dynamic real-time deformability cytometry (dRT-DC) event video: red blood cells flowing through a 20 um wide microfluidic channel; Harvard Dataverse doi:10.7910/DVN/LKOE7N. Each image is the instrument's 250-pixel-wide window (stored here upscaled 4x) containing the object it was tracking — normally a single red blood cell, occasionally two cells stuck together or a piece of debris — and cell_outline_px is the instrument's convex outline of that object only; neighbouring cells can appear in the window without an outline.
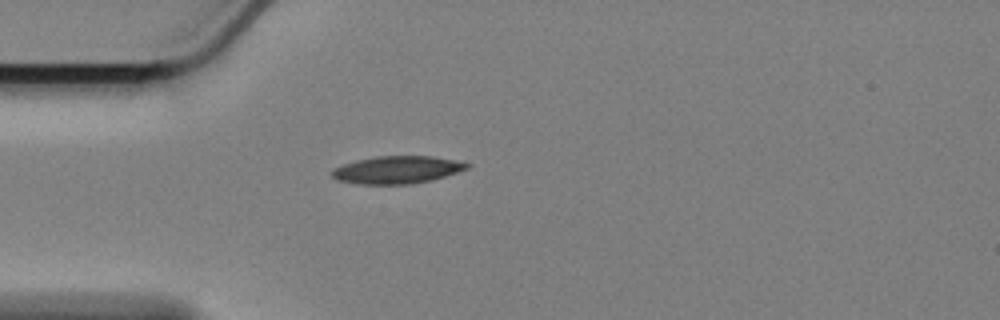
{"species": "Egyptian fruit bat (a non-hibernating species)", "species_latin": "Rousettus aegyptiacus", "temperature_condition": "cold", "stored_images_in_passage": 44, "camera_frame_rate_fps": 3000, "um_per_image_px": 0.085, "animal": {"sex": "female"}, "frame": {"image": 1, "passage_image": 1, "time_ms": 0.0, "image_size_px": [1000, 320], "cell_outline_px": [[472, 164], [468, 168], [444, 176], [412, 184], [356, 184], [336, 180], [332, 176], [332, 172], [336, 168], [344, 164], [356, 160], [376, 156], [432, 156]], "centroid_in_image_um": [33.72, 14.43], "position_along_channel_um": 51.3, "area_um2": 21.39}}
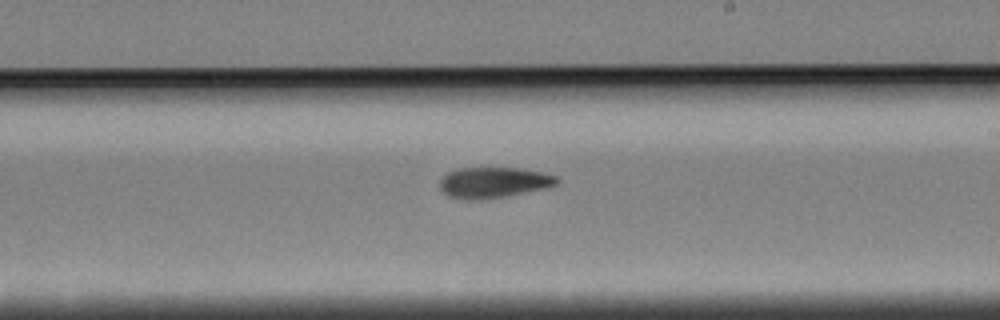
{"frame": {"image": 2, "passage_image": 19, "time_ms": 6.0, "image_size_px": [1000, 320], "cell_outline_px": [[560, 180], [556, 184], [540, 188], [504, 196], [468, 200], [448, 196], [440, 188], [440, 180], [448, 172], [460, 168], [520, 168], [540, 172], [556, 176]], "centroid_in_image_um": [41.9, 15.49], "position_along_channel_um": 247.1, "area_um2": 20.35}}
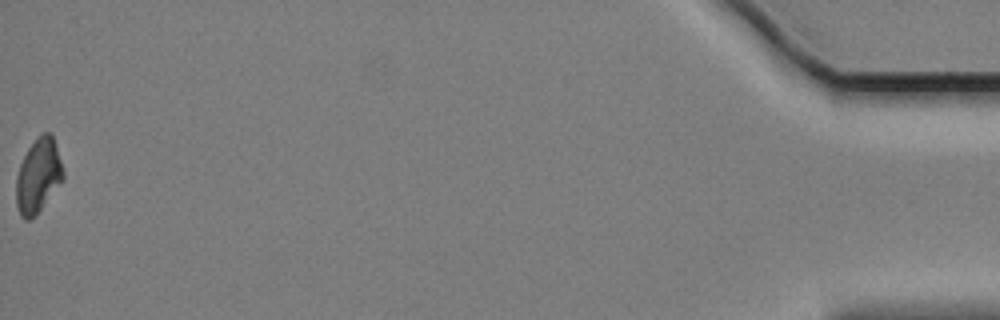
{"frame": {"image": 3, "passage_image": 44, "time_ms": 14.333, "image_size_px": [1000, 320], "cell_outline_px": [[64, 180], [40, 208], [28, 220], [24, 220], [20, 216], [16, 204], [16, 176], [20, 164], [28, 148], [40, 132], [48, 132], [52, 136], [64, 172]], "centroid_in_image_um": [3.23, 14.92], "position_along_channel_um": 432.0, "area_um2": 20.0}, "authors_computed_cell_mechanics": {"area_um2": 21.0103, "velocity_mm_per_s": 3.3921, "shape_relaxation_time_tau1_ms": 6.0029, "shape_relaxation_time_tau2_ms": null, "deformation_change_tau1": 0.1312, "deformation_change_tau2": null}}